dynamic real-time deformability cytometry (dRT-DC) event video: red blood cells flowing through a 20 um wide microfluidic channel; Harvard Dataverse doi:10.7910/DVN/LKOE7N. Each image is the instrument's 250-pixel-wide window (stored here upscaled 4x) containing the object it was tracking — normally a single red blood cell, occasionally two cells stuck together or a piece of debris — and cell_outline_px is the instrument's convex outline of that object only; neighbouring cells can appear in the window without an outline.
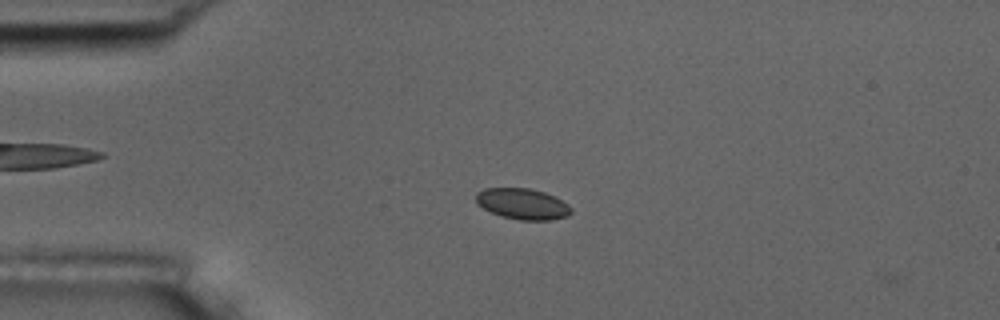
{"species": "common noctule bat (a hibernating species)", "species_latin": "Nyctalus noctula", "temperature_condition": "room temperature", "stored_images_in_passage": 7, "camera_frame_rate_fps": 3000, "um_per_image_px": 0.085, "animal": {"sex": "male", "body_mass_g": 17.5, "forearm_length_mm": 52.3}, "frame": {"image": 1, "passage_image": 5, "time_ms": 1.333, "image_size_px": [1000, 320], "cell_outline_px": [[572, 212], [568, 216], [552, 220], [520, 220], [500, 216], [476, 204], [476, 192], [484, 188], [528, 188], [544, 192], [568, 204], [572, 208]], "centroid_in_image_um": [44.41, 17.33], "position_along_channel_um": 40.6, "area_um2": 17.17}}